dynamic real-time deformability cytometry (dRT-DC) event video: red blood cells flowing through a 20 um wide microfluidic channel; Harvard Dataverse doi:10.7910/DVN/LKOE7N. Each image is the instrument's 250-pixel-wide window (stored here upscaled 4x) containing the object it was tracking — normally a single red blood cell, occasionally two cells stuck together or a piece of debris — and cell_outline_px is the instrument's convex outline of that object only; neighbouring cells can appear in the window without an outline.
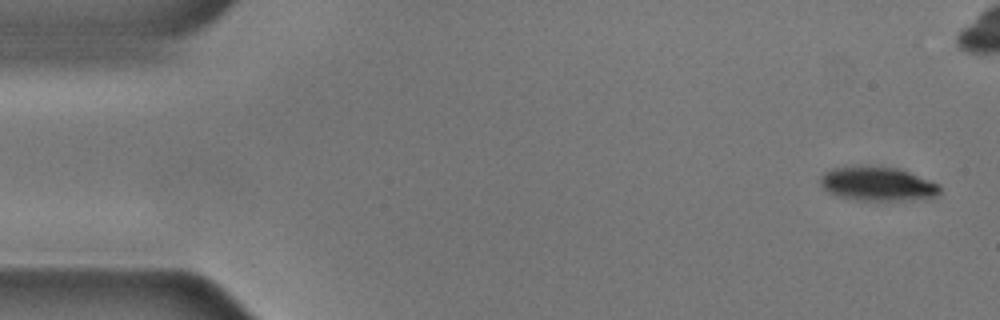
{"species": "common noctule bat (a hibernating species)", "species_latin": "Nyctalus noctula", "temperature_condition": "cold", "stored_images_in_passage": 54, "camera_frame_rate_fps": 3000, "um_per_image_px": 0.085, "animal": {"sex": "male", "body_mass_g": 17.9, "forearm_length_mm": 54.2}, "frame": {"image": 1, "passage_image": 2, "time_ms": 0.333, "image_size_px": [1000, 320], "cell_outline_px": [[940, 192], [936, 196], [924, 200], [856, 200], [840, 196], [828, 192], [820, 184], [820, 176], [824, 172], [832, 168], [852, 164], [868, 164], [900, 168], [940, 184]], "centroid_in_image_um": [74.6, 15.59], "position_along_channel_um": 10.4, "area_um2": 24.57}}
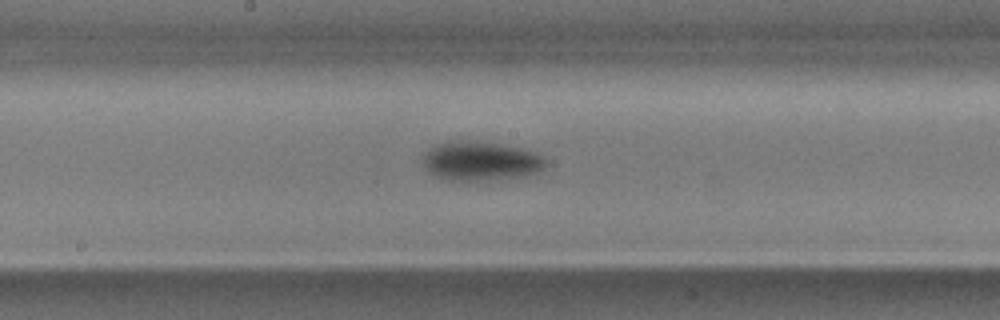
{"frame": {"image": 2, "passage_image": 28, "time_ms": 9.0, "image_size_px": [1000, 320], "cell_outline_px": [[548, 168], [540, 172], [528, 176], [500, 180], [448, 180], [436, 176], [428, 172], [420, 160], [424, 152], [428, 148], [436, 144], [452, 140], [476, 140], [524, 148], [536, 152], [544, 156], [548, 160]], "centroid_in_image_um": [40.91, 13.68], "position_along_channel_um": 207.3, "area_um2": 29.25}}
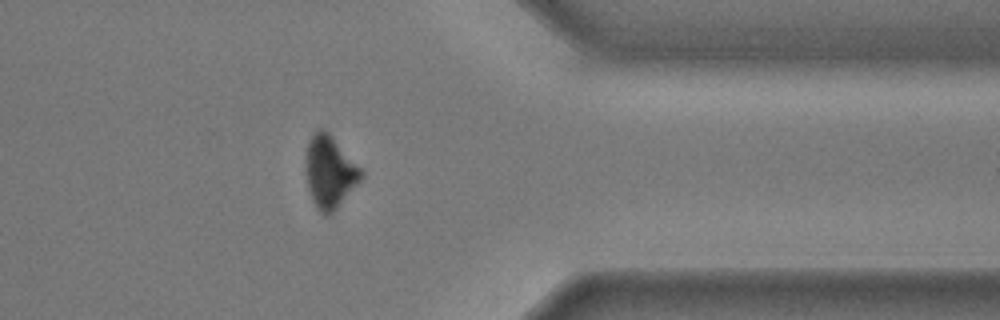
{"frame": {"image": 3, "passage_image": 44, "time_ms": 14.333, "image_size_px": [1000, 320], "cell_outline_px": [[364, 176], [336, 208], [328, 216], [324, 216], [316, 208], [312, 200], [308, 188], [304, 168], [304, 156], [308, 144], [312, 136], [320, 128], [324, 128], [332, 136], [364, 172]], "centroid_in_image_um": [27.99, 14.62], "position_along_channel_um": 383.4, "area_um2": 23.29}}